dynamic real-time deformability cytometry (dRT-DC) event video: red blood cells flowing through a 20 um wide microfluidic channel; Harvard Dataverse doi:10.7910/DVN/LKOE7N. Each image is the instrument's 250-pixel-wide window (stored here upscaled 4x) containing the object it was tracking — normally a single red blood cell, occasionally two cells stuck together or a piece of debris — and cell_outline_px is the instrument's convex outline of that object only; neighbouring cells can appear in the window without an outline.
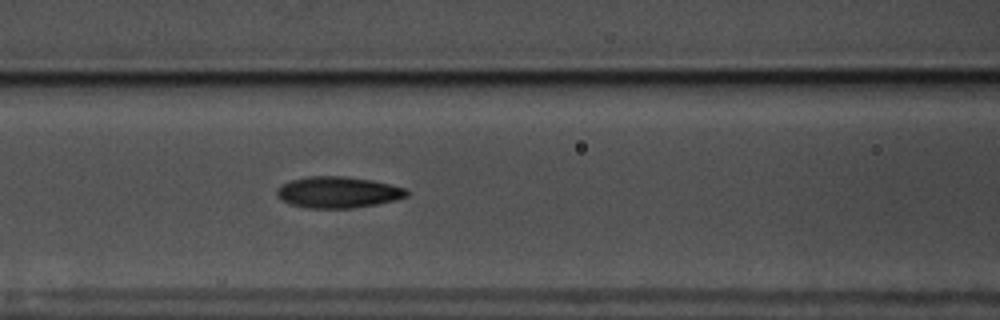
{"species": "common noctule bat (a hibernating species)", "species_latin": "Nyctalus noctula", "temperature_condition": "warm", "stored_images_in_passage": 58, "camera_frame_rate_fps": 3000, "um_per_image_px": 0.085, "animal": {"sex": "male", "body_mass_g": 17.5, "forearm_length_mm": 52.3}, "frame": {"image": 1, "passage_image": 25, "time_ms": 8.0, "image_size_px": [1000, 320], "cell_outline_px": [[408, 196], [376, 204], [352, 208], [308, 208], [292, 204], [276, 196], [276, 192], [284, 184], [292, 180], [308, 176], [344, 176], [372, 180], [404, 188], [408, 192]], "centroid_in_image_um": [28.73, 16.34], "position_along_channel_um": 137.9, "area_um2": 23.24}}
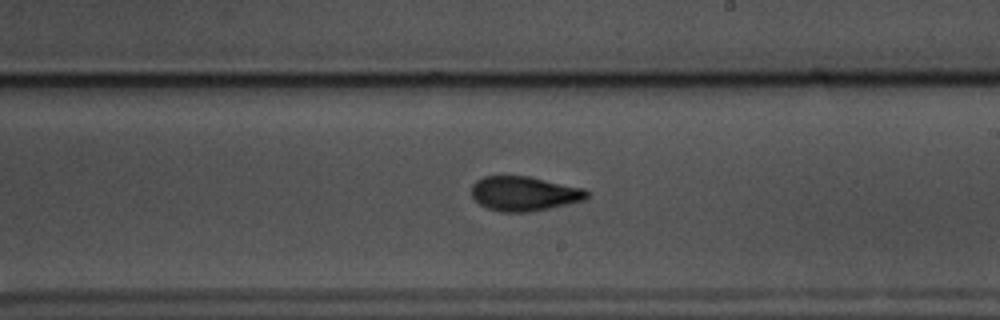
{"frame": {"image": 2, "passage_image": 34, "time_ms": 11.0, "image_size_px": [1000, 320], "cell_outline_px": [[588, 196], [584, 200], [548, 208], [528, 212], [504, 212], [488, 208], [480, 204], [472, 196], [472, 184], [476, 180], [484, 176], [528, 176], [584, 188], [588, 192]], "centroid_in_image_um": [44.54, 16.45], "position_along_channel_um": 244.5, "area_um2": 23.0}}
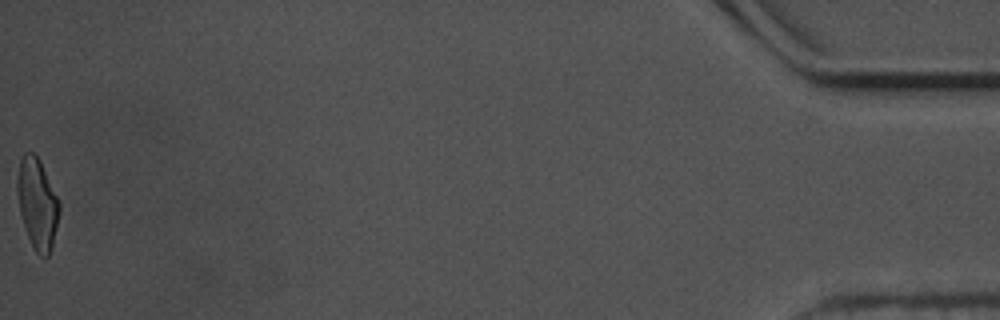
{"frame": {"image": 3, "passage_image": 58, "time_ms": 19.0, "image_size_px": [1000, 320], "cell_outline_px": [[60, 208], [52, 248], [48, 256], [44, 260], [32, 248], [20, 212], [16, 192], [16, 180], [20, 160], [24, 152], [32, 152], [40, 160], [60, 204]], "centroid_in_image_um": [3.16, 17.33], "position_along_channel_um": 432.0, "area_um2": 22.2}, "authors_computed_cell_mechanics": {"area_um2": 22.5998, "velocity_mm_per_s": 3.5725, "shape_relaxation_time_tau1_ms": 4.7937, "shape_relaxation_time_tau2_ms": 1.7625, "deformation_change_tau1": 0.1888, "deformation_change_tau2": 0.0837}}